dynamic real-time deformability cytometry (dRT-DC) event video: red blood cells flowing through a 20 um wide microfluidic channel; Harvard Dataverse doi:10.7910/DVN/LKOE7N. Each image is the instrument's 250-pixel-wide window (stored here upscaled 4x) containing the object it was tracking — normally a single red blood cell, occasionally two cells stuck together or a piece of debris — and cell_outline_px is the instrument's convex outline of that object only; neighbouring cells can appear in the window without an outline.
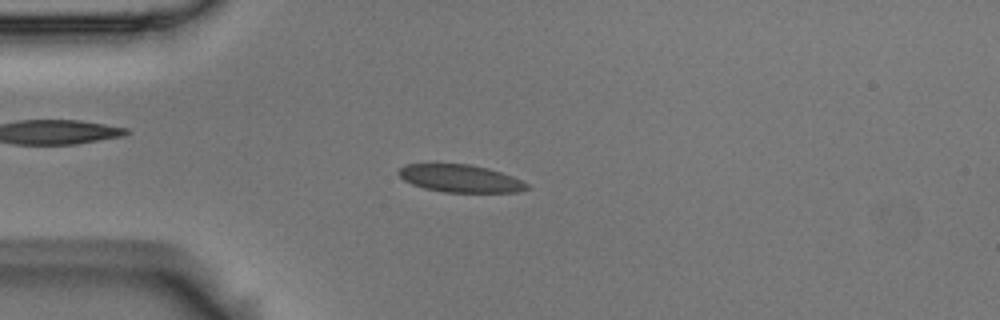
{"species": "Egyptian fruit bat (a non-hibernating species)", "species_latin": "Rousettus aegyptiacus", "temperature_condition": "room temperature", "stored_images_in_passage": 5, "camera_frame_rate_fps": 3000, "um_per_image_px": 0.085, "animal": {"sex": "male"}, "frame": {"image": 1, "passage_image": 3, "time_ms": 0.667, "image_size_px": [1000, 320], "cell_outline_px": [[528, 188], [520, 192], [444, 192], [424, 188], [412, 184], [404, 180], [396, 172], [404, 164], [436, 160], [472, 164], [488, 168], [512, 176], [528, 184]], "centroid_in_image_um": [39.02, 15.1], "position_along_channel_um": 46.0, "area_um2": 21.56}}
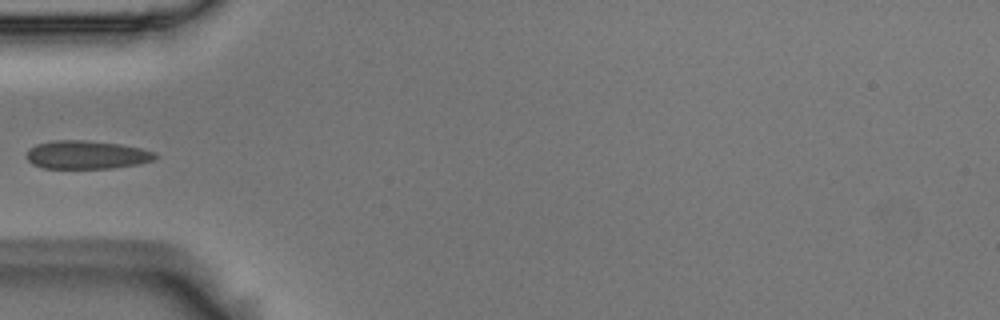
{"frame": {"image": 2, "passage_image": 4, "time_ms": 1.0, "image_size_px": [1000, 320], "cell_outline_px": [[160, 156], [152, 160], [136, 164], [112, 168], [44, 168], [32, 164], [24, 156], [28, 148], [36, 144], [52, 140], [84, 140], [120, 144], [140, 148], [156, 152]], "centroid_in_image_um": [7.32, 13.15], "position_along_channel_um": 77.7, "area_um2": 21.39}}
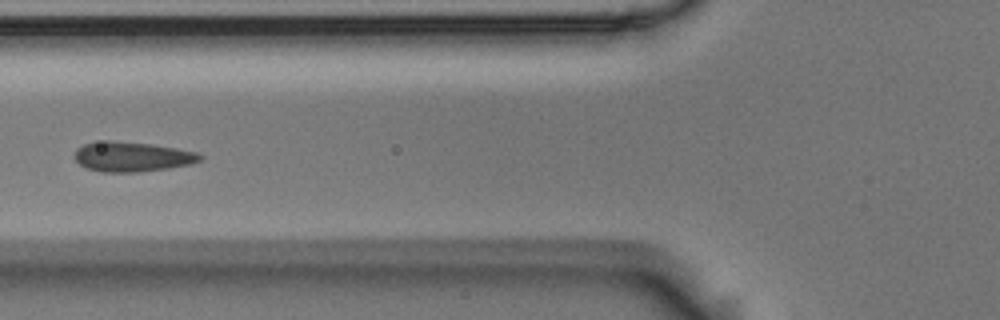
{"frame": {"image": 3, "passage_image": 5, "time_ms": 1.333, "image_size_px": [1000, 320], "cell_outline_px": [[204, 156], [200, 160], [192, 164], [168, 168], [136, 172], [100, 172], [84, 168], [72, 156], [76, 148], [84, 144], [108, 140], [112, 140], [152, 144], [176, 148], [196, 152]], "centroid_in_image_um": [11.19, 13.32], "position_along_channel_um": 114.6, "area_um2": 22.02}}